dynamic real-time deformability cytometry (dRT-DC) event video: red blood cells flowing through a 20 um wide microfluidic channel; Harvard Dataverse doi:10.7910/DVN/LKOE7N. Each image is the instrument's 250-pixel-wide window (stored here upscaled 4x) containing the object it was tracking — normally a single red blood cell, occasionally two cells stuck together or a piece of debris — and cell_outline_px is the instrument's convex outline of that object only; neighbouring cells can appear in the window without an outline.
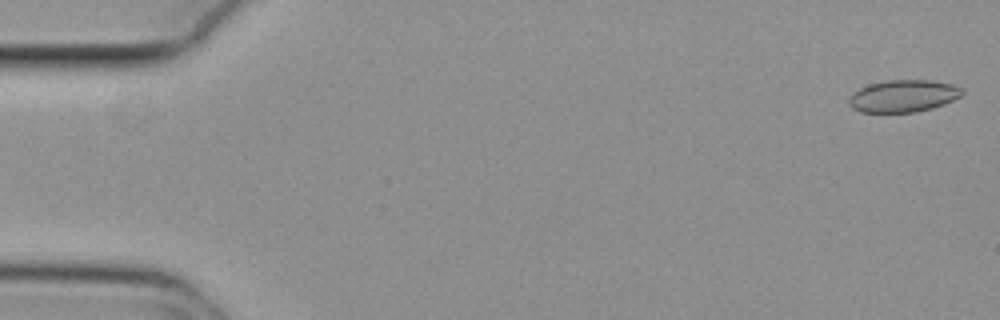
{"species": "common noctule bat (a hibernating species)", "species_latin": "Nyctalus noctula", "temperature_condition": "cold", "stored_images_in_passage": 10, "camera_frame_rate_fps": 3000, "um_per_image_px": 0.085, "animal": {"sex": "female", "body_mass_g": 29.2, "forearm_length_mm": 56.3}, "frame": {"image": 1, "passage_image": 1, "time_ms": 0.0, "image_size_px": [1000, 320], "cell_outline_px": [[964, 92], [960, 96], [944, 104], [932, 108], [916, 112], [860, 112], [852, 108], [848, 104], [848, 96], [852, 92], [868, 84], [884, 80], [932, 80], [952, 84], [964, 88]], "centroid_in_image_um": [76.75, 8.15], "position_along_channel_um": 8.2, "area_um2": 21.5}}